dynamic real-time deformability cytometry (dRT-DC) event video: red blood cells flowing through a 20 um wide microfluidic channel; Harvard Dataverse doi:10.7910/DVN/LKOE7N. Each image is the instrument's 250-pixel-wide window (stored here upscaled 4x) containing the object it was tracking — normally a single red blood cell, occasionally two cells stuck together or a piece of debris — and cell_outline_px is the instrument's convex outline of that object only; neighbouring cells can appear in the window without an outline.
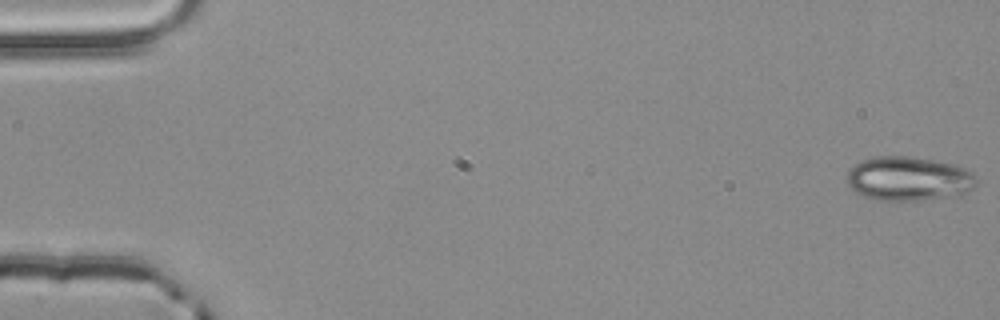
{"species": "common noctule bat (a hibernating species)", "species_latin": "Nyctalus noctula", "temperature_condition": "room temperature", "stored_images_in_passage": 55, "camera_frame_rate_fps": 3000, "um_per_image_px": 0.085, "animal": {"sex": "male", "body_mass_g": 20.4}, "frame": {"image": 1, "passage_image": 1, "time_ms": 0.0, "image_size_px": [1000, 320], "cell_outline_px": [[976, 184], [968, 192], [916, 200], [872, 200], [856, 192], [848, 184], [848, 168], [864, 160], [876, 156], [912, 156], [956, 164], [972, 172], [976, 176]], "centroid_in_image_um": [77.22, 15.16], "position_along_channel_um": 7.8, "area_um2": 33.06}}
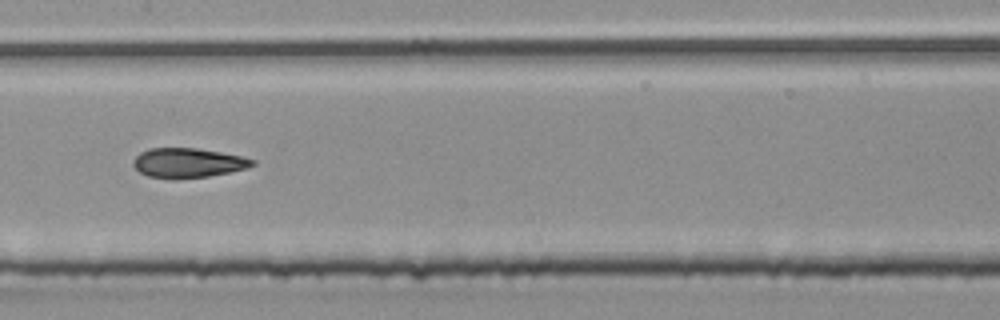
{"frame": {"image": 2, "passage_image": 28, "time_ms": 9.0, "image_size_px": [1000, 320], "cell_outline_px": [[256, 164], [248, 168], [208, 176], [148, 176], [140, 172], [132, 164], [132, 160], [140, 152], [148, 148], [196, 148], [220, 152], [240, 156], [256, 160]], "centroid_in_image_um": [15.99, 13.8], "position_along_channel_um": 191.4, "area_um2": 19.83}}
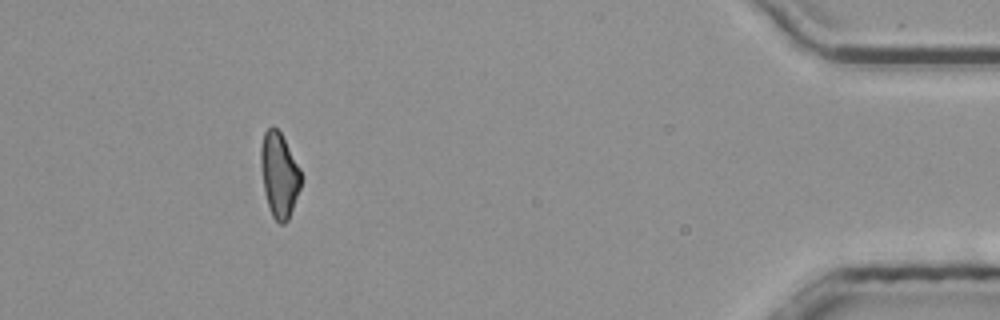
{"frame": {"image": 3, "passage_image": 50, "time_ms": 16.333, "image_size_px": [1000, 320], "cell_outline_px": [[300, 188], [288, 220], [284, 224], [280, 224], [272, 216], [264, 192], [260, 164], [260, 148], [264, 132], [272, 124], [280, 132], [300, 168]], "centroid_in_image_um": [23.71, 14.85], "position_along_channel_um": 411.5, "area_um2": 19.71}, "authors_computed_cell_mechanics": {"area_um2": 20.9236, "velocity_mm_per_s": 3.8675, "shape_relaxation_time_tau1_ms": null, "shape_relaxation_time_tau2_ms": 2.1759, "deformation_change_tau1": null, "deformation_change_tau2": 0.0925}}